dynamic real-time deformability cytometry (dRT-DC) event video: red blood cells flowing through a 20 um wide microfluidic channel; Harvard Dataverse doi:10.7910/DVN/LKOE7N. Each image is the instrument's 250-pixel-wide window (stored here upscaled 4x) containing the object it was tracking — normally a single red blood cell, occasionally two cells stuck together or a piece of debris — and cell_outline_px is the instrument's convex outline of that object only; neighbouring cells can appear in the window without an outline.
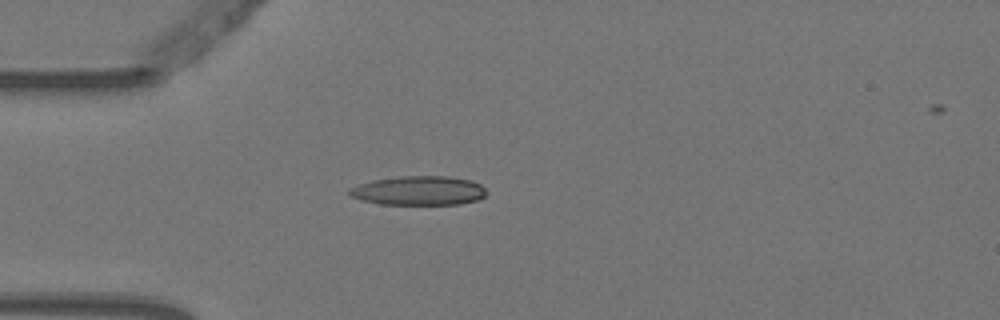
{"species": "Egyptian fruit bat (a non-hibernating species)", "species_latin": "Rousettus aegyptiacus", "temperature_condition": "warm", "stored_images_in_passage": 4, "camera_frame_rate_fps": 3000, "um_per_image_px": 0.085, "animal": {"sex": "female"}, "frame": {"image": 1, "passage_image": 3, "time_ms": 0.667, "image_size_px": [1000, 320], "cell_outline_px": [[488, 192], [480, 200], [460, 204], [380, 204], [360, 200], [352, 196], [348, 192], [348, 188], [372, 180], [400, 176], [448, 176], [472, 180], [480, 184]], "centroid_in_image_um": [35.62, 16.2], "position_along_channel_um": 49.4, "area_um2": 23.47}}